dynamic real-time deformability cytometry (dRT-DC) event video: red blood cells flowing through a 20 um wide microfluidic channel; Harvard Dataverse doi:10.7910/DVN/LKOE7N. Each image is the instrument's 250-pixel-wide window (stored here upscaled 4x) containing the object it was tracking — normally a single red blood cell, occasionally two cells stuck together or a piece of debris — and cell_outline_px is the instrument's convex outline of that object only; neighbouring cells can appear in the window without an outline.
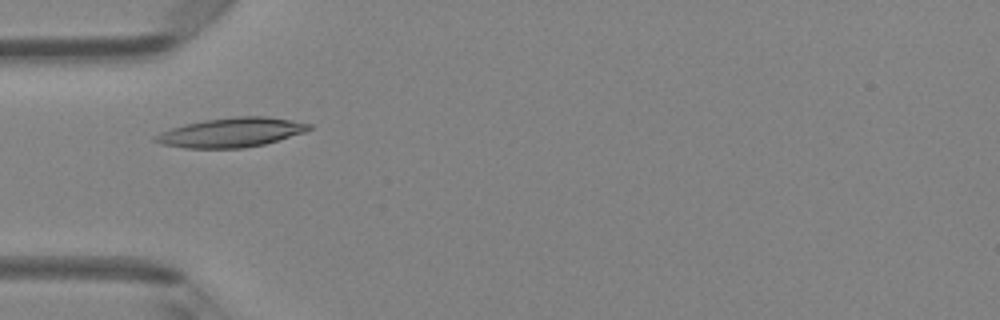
{"species": "Egyptian fruit bat (a non-hibernating species)", "species_latin": "Rousettus aegyptiacus", "temperature_condition": "room temperature", "stored_images_in_passage": 5, "camera_frame_rate_fps": 3000, "um_per_image_px": 0.085, "animal": {"sex": "female"}, "frame": {"image": 1, "passage_image": 4, "time_ms": 1.0, "image_size_px": [1000, 320], "cell_outline_px": [[312, 128], [304, 132], [264, 144], [244, 148], [184, 148], [160, 144], [152, 140], [152, 136], [160, 132], [172, 128], [204, 120], [236, 116], [264, 116], [312, 124]], "centroid_in_image_um": [19.61, 11.27], "position_along_channel_um": 65.4, "area_um2": 26.13}}
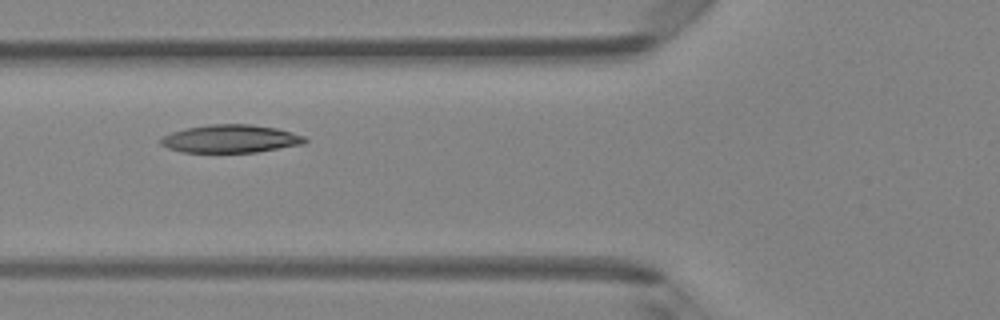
{"frame": {"image": 2, "passage_image": 5, "time_ms": 1.333, "image_size_px": [1000, 320], "cell_outline_px": [[308, 140], [304, 144], [256, 152], [184, 152], [168, 148], [160, 144], [160, 136], [172, 132], [188, 128], [208, 124], [252, 124], [276, 128], [292, 132], [304, 136]], "centroid_in_image_um": [19.6, 11.79], "position_along_channel_um": 106.2, "area_um2": 23.52}}